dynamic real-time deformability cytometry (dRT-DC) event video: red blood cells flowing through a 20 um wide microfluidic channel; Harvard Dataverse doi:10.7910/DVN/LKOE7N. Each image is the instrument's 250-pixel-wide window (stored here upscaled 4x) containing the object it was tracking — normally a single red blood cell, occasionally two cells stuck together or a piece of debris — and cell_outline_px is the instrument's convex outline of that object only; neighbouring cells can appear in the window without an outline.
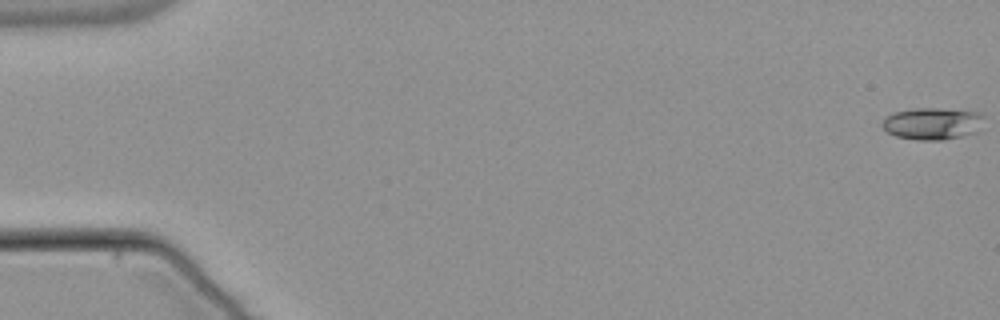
{"species": "common noctule bat (a hibernating species)", "species_latin": "Nyctalus noctula", "temperature_condition": "warm", "stored_images_in_passage": 54, "camera_frame_rate_fps": 3000, "um_per_image_px": 0.085, "animal": {"sex": "male", "body_mass_g": 21.5, "forearm_length_mm": 52.0}, "frame": {"image": 1, "passage_image": 1, "time_ms": 0.0, "image_size_px": [1000, 320], "cell_outline_px": [[984, 116], [980, 132], [940, 140], [916, 140], [896, 136], [888, 132], [880, 124], [884, 116], [892, 112], [912, 108], [940, 108], [980, 112]], "centroid_in_image_um": [79.25, 10.49], "position_along_channel_um": 5.8, "area_um2": 19.36}}
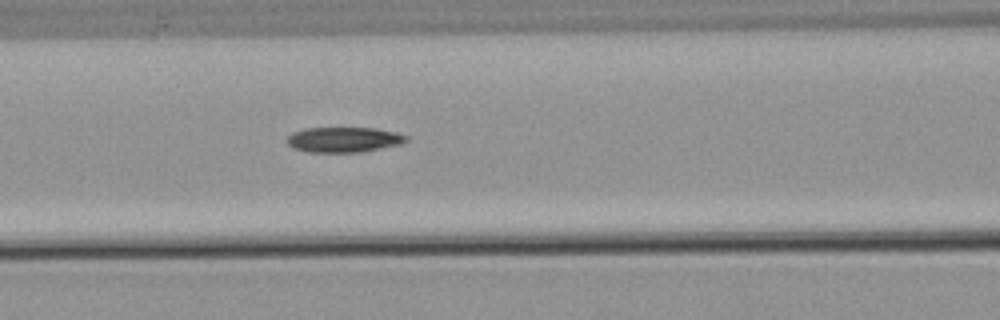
{"frame": {"image": 2, "passage_image": 24, "time_ms": 7.667, "image_size_px": [1000, 320], "cell_outline_px": [[408, 140], [400, 144], [360, 152], [308, 152], [292, 148], [284, 140], [292, 132], [304, 128], [376, 128], [396, 132], [408, 136]], "centroid_in_image_um": [29.18, 11.86], "position_along_channel_um": 137.4, "area_um2": 17.63}}
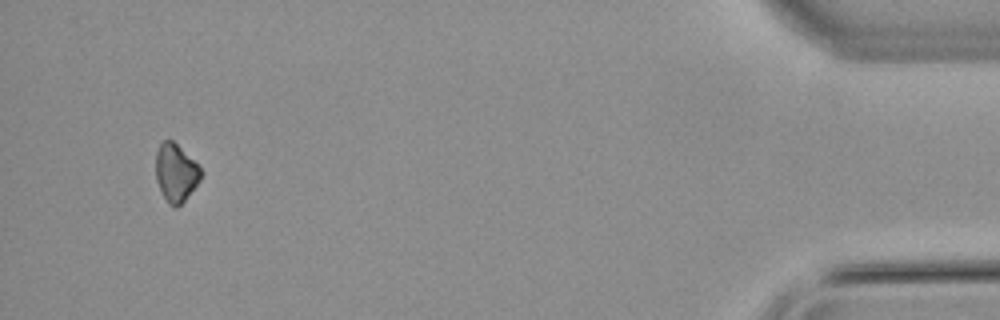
{"frame": {"image": 3, "passage_image": 52, "time_ms": 17.0, "image_size_px": [1000, 320], "cell_outline_px": [[204, 172], [200, 180], [184, 200], [176, 208], [168, 204], [156, 180], [156, 152], [160, 144], [164, 140], [172, 140], [200, 164]], "centroid_in_image_um": [14.98, 14.66], "position_along_channel_um": 420.2, "area_um2": 15.32}}